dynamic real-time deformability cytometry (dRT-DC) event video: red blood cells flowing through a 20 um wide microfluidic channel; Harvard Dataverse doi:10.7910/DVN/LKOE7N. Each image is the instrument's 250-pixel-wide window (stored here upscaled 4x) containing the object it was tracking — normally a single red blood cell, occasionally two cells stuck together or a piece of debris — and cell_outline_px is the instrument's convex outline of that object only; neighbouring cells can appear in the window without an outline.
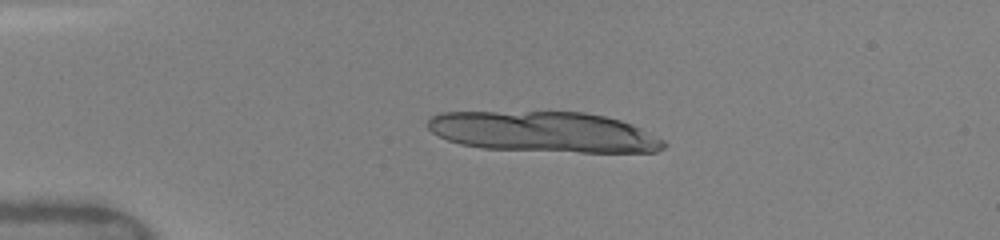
{"species": "human", "species_latin": "Homo sapiens", "temperature_condition": "warm", "stored_images_in_passage": 15, "camera_frame_rate_fps": 3000, "um_per_image_px": 0.085, "donor": {"sex": "female"}, "frame": {"image": 1, "passage_image": 5, "time_ms": 2.667, "image_size_px": [1000, 240], "cell_outline_px": [[668, 144], [664, 148], [656, 152], [580, 152], [484, 148], [460, 144], [448, 140], [432, 132], [428, 128], [428, 120], [432, 116], [440, 112], [584, 112], [604, 116], [620, 120], [632, 124], [664, 140]], "centroid_in_image_um": [46.25, 11.21], "position_along_channel_um": 38.8, "area_um2": 55.66}}